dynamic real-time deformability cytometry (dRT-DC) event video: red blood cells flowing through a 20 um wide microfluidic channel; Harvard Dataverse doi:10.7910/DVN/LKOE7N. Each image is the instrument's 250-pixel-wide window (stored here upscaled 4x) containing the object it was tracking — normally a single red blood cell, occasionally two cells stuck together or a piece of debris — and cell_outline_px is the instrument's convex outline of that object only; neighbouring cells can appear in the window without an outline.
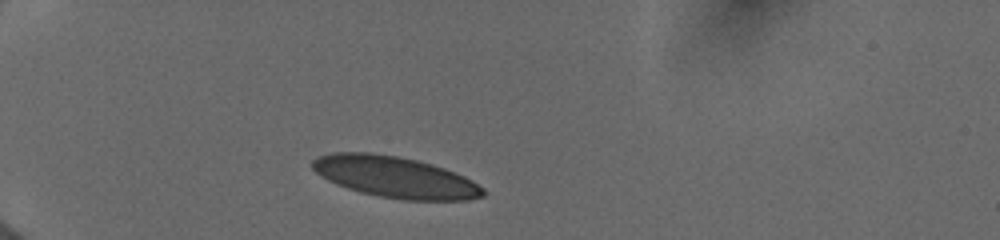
{"species": "human", "species_latin": "Homo sapiens", "temperature_condition": "cold", "stored_images_in_passage": 6, "camera_frame_rate_fps": 3000, "um_per_image_px": 0.085, "donor": {"sex": "female"}, "frame": {"image": 1, "passage_image": 1, "time_ms": 0.0, "image_size_px": [1000, 240], "cell_outline_px": [[484, 196], [468, 200], [404, 200], [380, 196], [360, 192], [336, 184], [320, 176], [312, 168], [312, 160], [320, 156], [332, 152], [372, 152], [396, 156], [416, 160], [432, 164], [444, 168], [464, 176], [472, 180], [484, 188]], "centroid_in_image_um": [33.58, 15.05], "position_along_channel_um": 51.4, "area_um2": 40.92}}
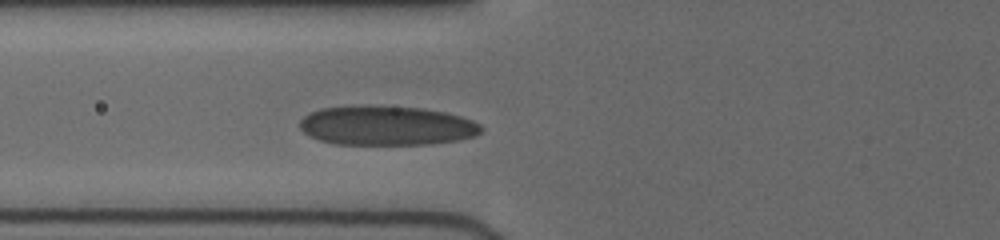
{"frame": {"image": 2, "passage_image": 4, "time_ms": 2.0, "image_size_px": [1000, 240], "cell_outline_px": [[484, 132], [476, 136], [460, 140], [428, 144], [336, 144], [320, 140], [304, 132], [300, 128], [300, 120], [308, 112], [320, 108], [420, 108], [444, 112], [460, 116], [472, 120], [480, 124], [484, 128]], "centroid_in_image_um": [32.93, 10.72], "position_along_channel_um": 92.9, "area_um2": 40.69}}
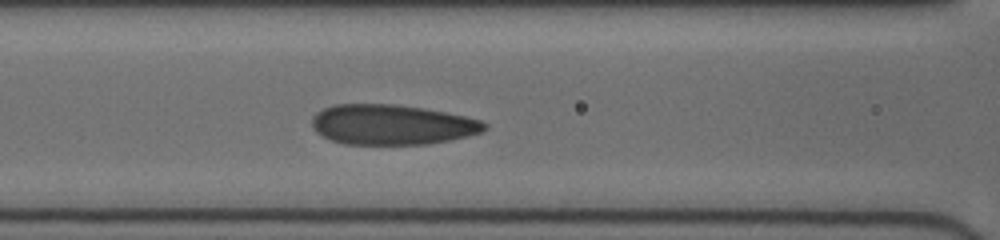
{"frame": {"image": 3, "passage_image": 6, "time_ms": 3.0, "image_size_px": [1000, 240], "cell_outline_px": [[488, 128], [484, 132], [452, 140], [428, 144], [344, 144], [332, 140], [316, 132], [312, 128], [312, 116], [316, 112], [332, 104], [396, 104], [424, 108], [464, 116], [480, 120], [488, 124]], "centroid_in_image_um": [33.33, 10.59], "position_along_channel_um": 133.3, "area_um2": 40.63}}